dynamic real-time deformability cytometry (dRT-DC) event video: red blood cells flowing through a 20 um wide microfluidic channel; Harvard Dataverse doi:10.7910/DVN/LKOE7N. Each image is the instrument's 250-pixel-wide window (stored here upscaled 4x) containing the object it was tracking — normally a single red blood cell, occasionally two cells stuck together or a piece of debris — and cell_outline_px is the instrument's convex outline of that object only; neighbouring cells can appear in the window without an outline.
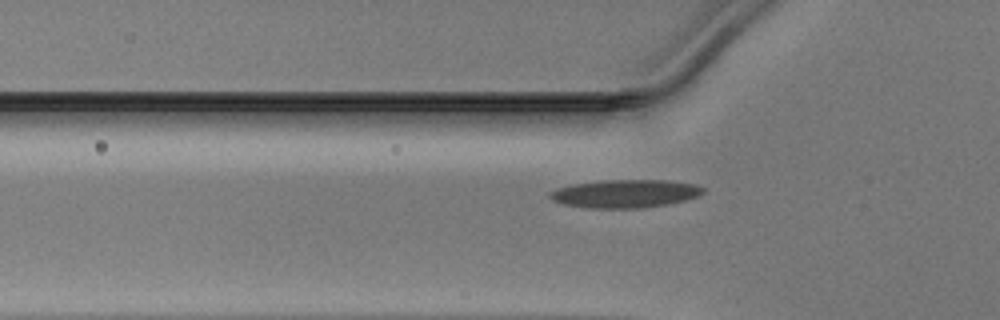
{"species": "Egyptian fruit bat (a non-hibernating species)", "species_latin": "Rousettus aegyptiacus", "temperature_condition": "warm", "stored_images_in_passage": 37, "camera_frame_rate_fps": 3000, "um_per_image_px": 0.085, "animal": {"sex": "male"}, "frame": {"image": 1, "passage_image": 3, "time_ms": 0.667, "image_size_px": [1000, 320], "cell_outline_px": [[704, 192], [696, 196], [684, 200], [668, 204], [644, 208], [588, 208], [564, 204], [552, 200], [548, 196], [548, 192], [556, 188], [572, 184], [604, 180], [668, 180], [696, 184], [704, 188]], "centroid_in_image_um": [53.11, 16.45], "position_along_channel_um": 72.7, "area_um2": 25.2}}
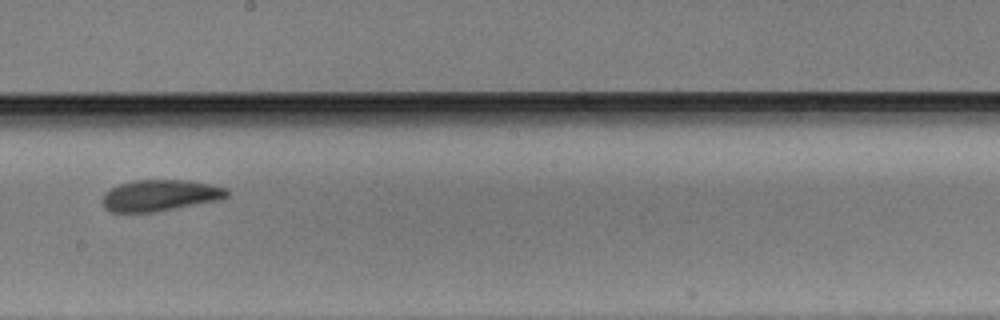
{"frame": {"image": 2, "passage_image": 15, "time_ms": 4.667, "image_size_px": [1000, 320], "cell_outline_px": [[232, 192], [228, 196], [220, 200], [152, 212], [112, 212], [104, 208], [100, 200], [104, 192], [120, 184], [132, 180], [188, 180], [212, 184], [228, 188]], "centroid_in_image_um": [13.62, 16.6], "position_along_channel_um": 234.6, "area_um2": 23.0}}
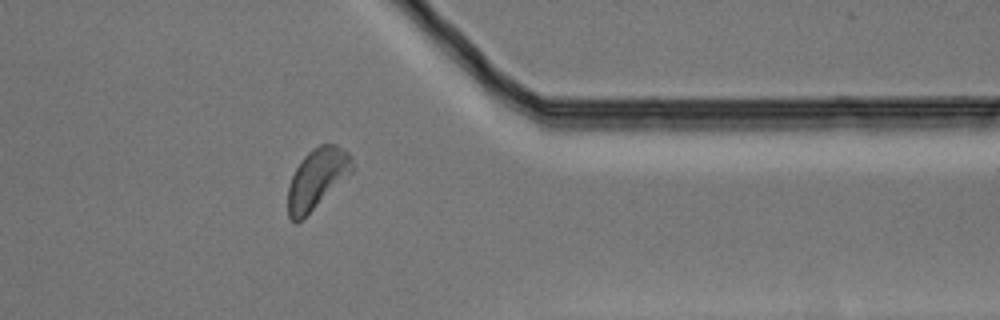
{"frame": {"image": 3, "passage_image": 27, "time_ms": 8.667, "image_size_px": [1000, 320], "cell_outline_px": [[352, 172], [296, 224], [288, 216], [288, 188], [292, 176], [296, 168], [304, 156], [308, 152], [320, 144], [336, 144], [348, 152], [352, 156]], "centroid_in_image_um": [26.94, 15.16], "position_along_channel_um": 384.5, "area_um2": 22.02}}